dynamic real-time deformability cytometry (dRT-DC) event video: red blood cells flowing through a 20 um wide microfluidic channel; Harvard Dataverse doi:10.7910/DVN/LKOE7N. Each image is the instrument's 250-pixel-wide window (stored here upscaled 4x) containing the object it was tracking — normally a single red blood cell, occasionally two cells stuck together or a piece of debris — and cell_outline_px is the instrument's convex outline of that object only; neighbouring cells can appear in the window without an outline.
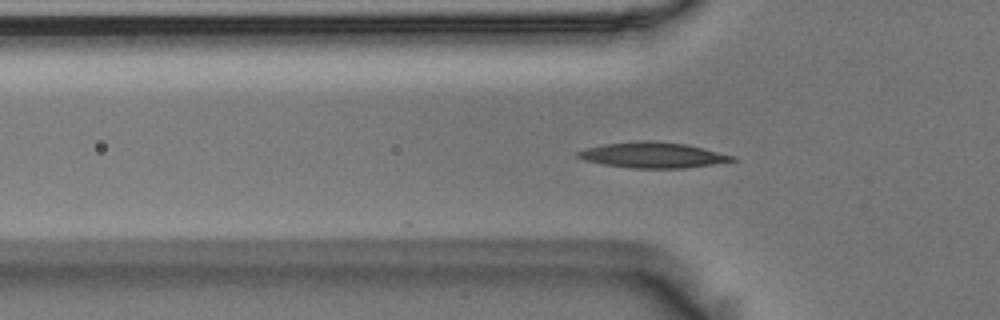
{"species": "Egyptian fruit bat (a non-hibernating species)", "species_latin": "Rousettus aegyptiacus", "temperature_condition": "room temperature", "stored_images_in_passage": 10, "camera_frame_rate_fps": 3000, "um_per_image_px": 0.085, "animal": {"sex": "male"}, "frame": {"image": 1, "passage_image": 3, "time_ms": 0.667, "image_size_px": [1000, 320], "cell_outline_px": [[736, 160], [712, 164], [684, 168], [632, 168], [604, 164], [584, 160], [576, 156], [576, 152], [588, 148], [604, 144], [640, 140], [648, 140], [684, 144], [704, 148], [736, 156]], "centroid_in_image_um": [55.49, 13.18], "position_along_channel_um": 70.3, "area_um2": 22.83}}
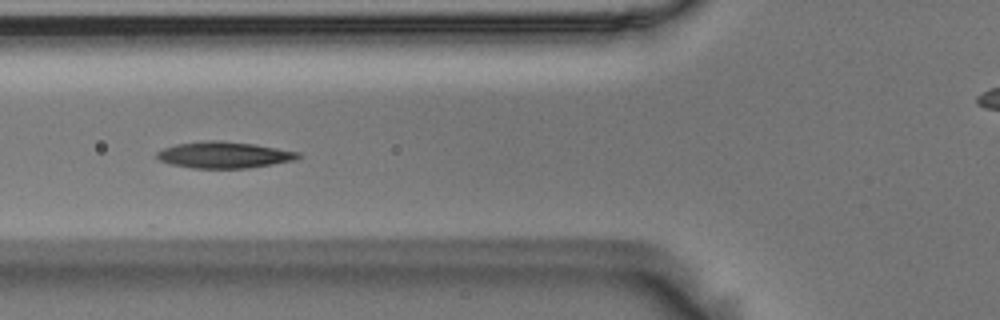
{"frame": {"image": 2, "passage_image": 6, "time_ms": 1.667, "image_size_px": [1000, 320], "cell_outline_px": [[300, 156], [296, 160], [248, 168], [192, 168], [172, 164], [160, 160], [156, 156], [156, 152], [164, 148], [176, 144], [208, 140], [220, 140], [252, 144], [300, 152]], "centroid_in_image_um": [19.04, 13.17], "position_along_channel_um": 106.8, "area_um2": 21.56}}
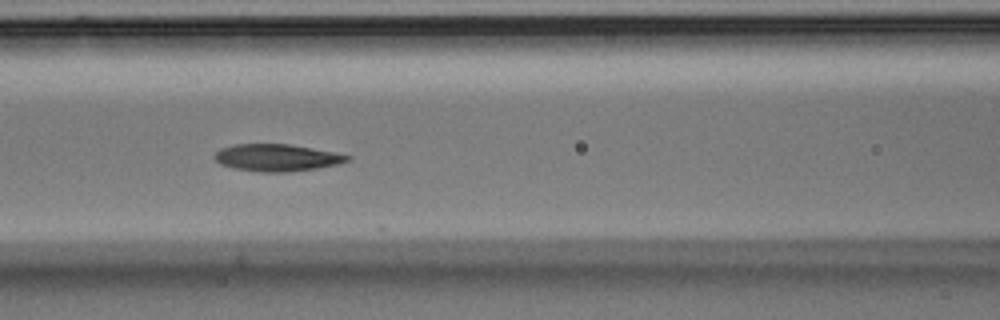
{"frame": {"image": 3, "passage_image": 9, "time_ms": 2.667, "image_size_px": [1000, 320], "cell_outline_px": [[352, 160], [336, 164], [316, 168], [288, 172], [260, 172], [232, 168], [220, 164], [212, 156], [220, 148], [232, 144], [288, 144], [312, 148], [352, 156]], "centroid_in_image_um": [23.49, 13.4], "position_along_channel_um": 143.1, "area_um2": 20.98}}